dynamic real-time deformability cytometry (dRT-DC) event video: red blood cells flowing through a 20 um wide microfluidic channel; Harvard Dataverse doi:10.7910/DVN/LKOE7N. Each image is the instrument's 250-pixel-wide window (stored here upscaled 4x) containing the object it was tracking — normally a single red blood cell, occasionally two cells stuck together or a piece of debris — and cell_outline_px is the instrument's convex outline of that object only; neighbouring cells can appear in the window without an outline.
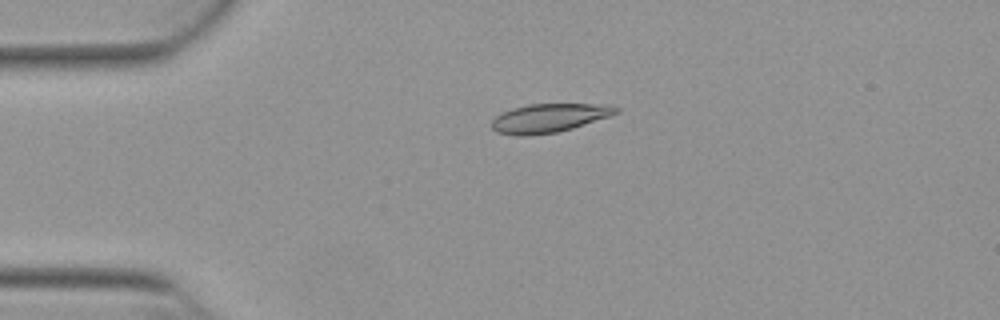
{"species": "Egyptian fruit bat (a non-hibernating species)", "species_latin": "Rousettus aegyptiacus", "temperature_condition": "warm", "stored_images_in_passage": 46, "camera_frame_rate_fps": 3000, "um_per_image_px": 0.085, "animal": {"sex": "female"}, "frame": {"image": 1, "passage_image": 5, "time_ms": 1.333, "image_size_px": [1000, 320], "cell_outline_px": [[620, 112], [572, 128], [556, 132], [516, 136], [496, 132], [492, 128], [492, 120], [496, 116], [512, 108], [528, 104], [604, 104], [620, 108]], "centroid_in_image_um": [46.65, 10.02], "position_along_channel_um": 38.3, "area_um2": 20.52}}
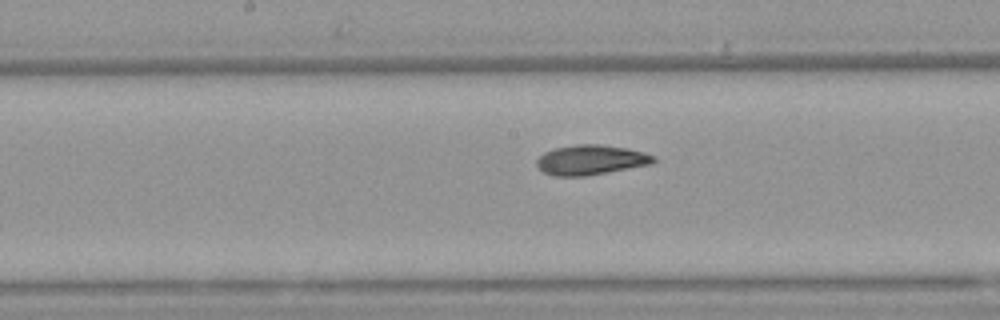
{"frame": {"image": 2, "passage_image": 20, "time_ms": 6.333, "image_size_px": [1000, 320], "cell_outline_px": [[656, 160], [652, 164], [608, 172], [584, 176], [552, 176], [544, 172], [536, 164], [536, 160], [544, 152], [556, 148], [576, 144], [600, 144], [628, 148], [644, 152], [656, 156]], "centroid_in_image_um": [50.24, 13.59], "position_along_channel_um": 198.0, "area_um2": 20.4}}
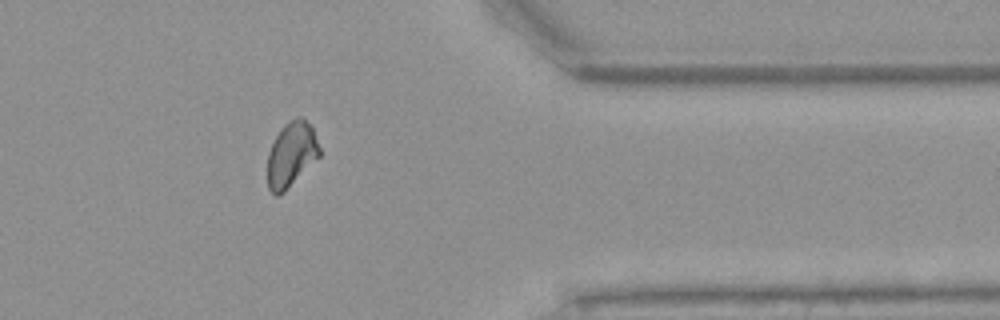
{"frame": {"image": 3, "passage_image": 36, "time_ms": 11.667, "image_size_px": [1000, 320], "cell_outline_px": [[320, 156], [280, 196], [276, 196], [268, 188], [268, 152], [280, 128], [288, 120], [296, 116], [300, 116], [312, 128], [320, 148]], "centroid_in_image_um": [24.75, 13.13], "position_along_channel_um": 386.6, "area_um2": 19.59}, "authors_computed_cell_mechanics": {"area_um2": 20.2589, "velocity_mm_per_s": 3.8653, "shape_relaxation_time_tau1_ms": 6.2115, "shape_relaxation_time_tau2_ms": 2.7616, "deformation_change_tau1": 0.1496, "deformation_change_tau2": 0.0744}}